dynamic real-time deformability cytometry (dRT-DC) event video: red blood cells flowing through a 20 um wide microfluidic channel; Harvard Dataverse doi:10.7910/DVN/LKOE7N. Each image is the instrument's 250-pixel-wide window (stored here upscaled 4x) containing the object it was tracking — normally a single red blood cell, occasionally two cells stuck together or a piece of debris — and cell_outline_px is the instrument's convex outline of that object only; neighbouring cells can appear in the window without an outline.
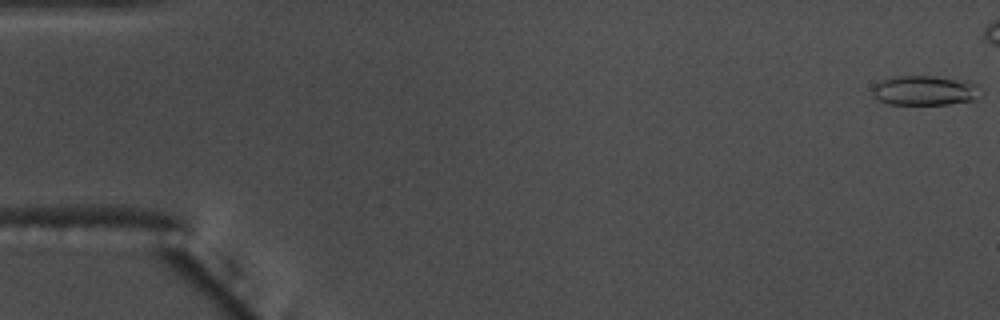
{"species": "common noctule bat (a hibernating species)", "species_latin": "Nyctalus noctula", "temperature_condition": "warm", "stored_images_in_passage": 17, "camera_frame_rate_fps": 3000, "um_per_image_px": 0.085, "animal": {"sex": "male", "body_mass_g": 17.5, "forearm_length_mm": 52.3}, "frame": {"image": 1, "passage_image": 1, "time_ms": 0.0, "image_size_px": [1000, 320], "cell_outline_px": [[980, 100], [948, 104], [888, 104], [872, 96], [872, 88], [876, 84], [892, 76], [936, 76], [968, 80], [976, 84]], "centroid_in_image_um": [78.64, 7.69], "position_along_channel_um": 6.4, "area_um2": 18.9}}